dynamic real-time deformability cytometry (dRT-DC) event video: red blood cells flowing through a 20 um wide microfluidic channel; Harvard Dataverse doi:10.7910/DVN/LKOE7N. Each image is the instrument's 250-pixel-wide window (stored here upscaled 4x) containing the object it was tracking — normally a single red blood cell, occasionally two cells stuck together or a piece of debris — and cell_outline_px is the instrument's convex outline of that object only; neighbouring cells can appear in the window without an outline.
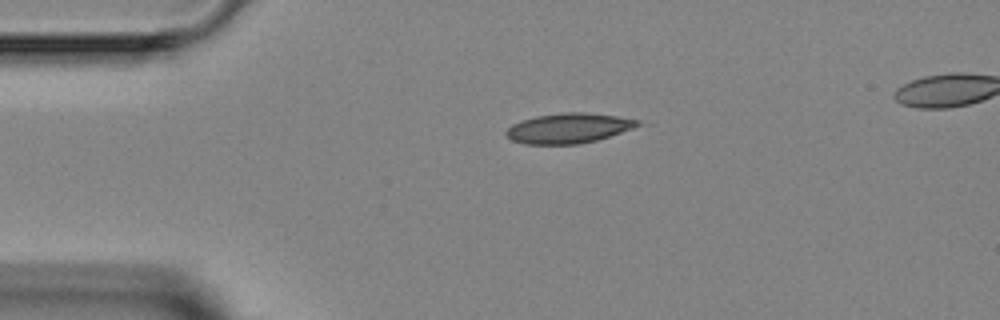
{"species": "Egyptian fruit bat (a non-hibernating species)", "species_latin": "Rousettus aegyptiacus", "temperature_condition": "room temperature", "stored_images_in_passage": 3, "segment_of_instrument_passage": [1, 2], "camera_frame_rate_fps": 3000, "um_per_image_px": 0.085, "animal": {"sex": "female"}, "frame": {"image": 1, "passage_image": 1, "time_ms": 0.0, "image_size_px": [1000, 320], "cell_outline_px": [[640, 124], [632, 128], [596, 140], [580, 144], [524, 144], [512, 140], [504, 136], [504, 132], [512, 124], [520, 120], [536, 116], [564, 112], [588, 112], [616, 116], [640, 120]], "centroid_in_image_um": [48.26, 10.89], "position_along_channel_um": 36.7, "area_um2": 23.0}}